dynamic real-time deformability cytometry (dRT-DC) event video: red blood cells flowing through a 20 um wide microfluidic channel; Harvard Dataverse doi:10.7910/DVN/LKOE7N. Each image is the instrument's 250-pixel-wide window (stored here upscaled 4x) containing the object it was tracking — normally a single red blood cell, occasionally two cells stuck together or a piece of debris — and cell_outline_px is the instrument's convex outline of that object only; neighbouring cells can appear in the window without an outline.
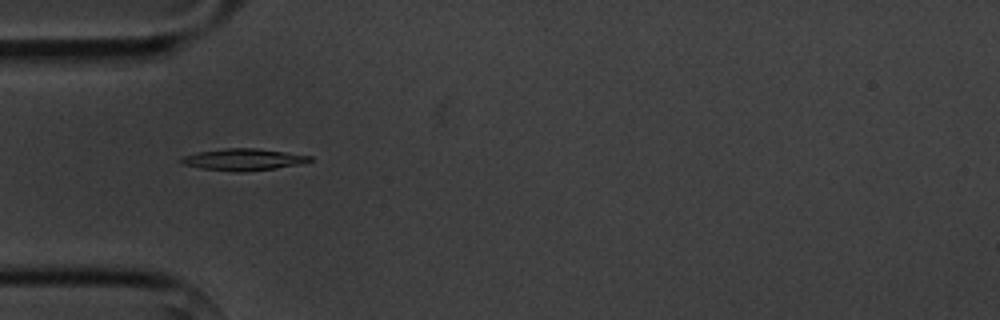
{"species": "common noctule bat (a hibernating species)", "species_latin": "Nyctalus noctula", "temperature_condition": "cold", "stored_images_in_passage": 2, "camera_frame_rate_fps": 3000, "um_per_image_px": 0.085, "animal": {"sex": "male", "body_mass_g": 20.1, "forearm_length_mm": 53.5}, "frame": {"image": 1, "passage_image": 1, "time_ms": 0.0, "image_size_px": [1000, 320], "cell_outline_px": [[312, 160], [296, 164], [276, 168], [240, 172], [236, 172], [200, 168], [184, 164], [180, 160], [184, 156], [196, 152], [224, 148], [256, 148], [312, 156]], "centroid_in_image_um": [20.64, 13.55], "position_along_channel_um": 64.4, "area_um2": 16.01}}
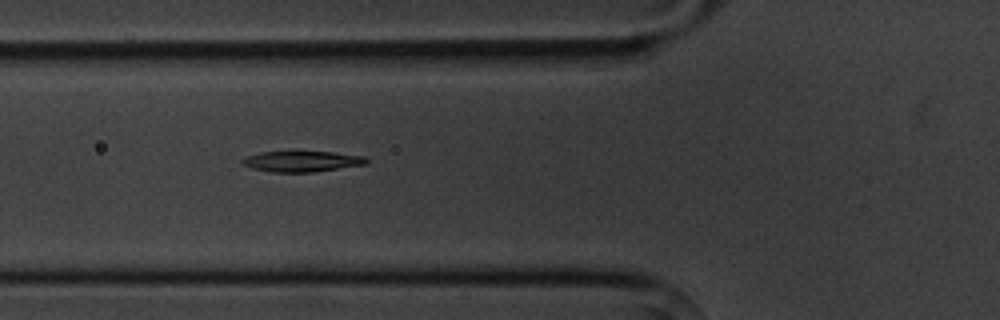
{"frame": {"image": 2, "passage_image": 2, "time_ms": 1.0, "image_size_px": [1000, 320], "cell_outline_px": [[368, 164], [312, 172], [272, 172], [252, 168], [240, 164], [240, 160], [248, 156], [260, 152], [296, 148], [332, 152], [364, 156], [368, 160]], "centroid_in_image_um": [25.62, 13.66], "position_along_channel_um": 100.2, "area_um2": 15.95}}